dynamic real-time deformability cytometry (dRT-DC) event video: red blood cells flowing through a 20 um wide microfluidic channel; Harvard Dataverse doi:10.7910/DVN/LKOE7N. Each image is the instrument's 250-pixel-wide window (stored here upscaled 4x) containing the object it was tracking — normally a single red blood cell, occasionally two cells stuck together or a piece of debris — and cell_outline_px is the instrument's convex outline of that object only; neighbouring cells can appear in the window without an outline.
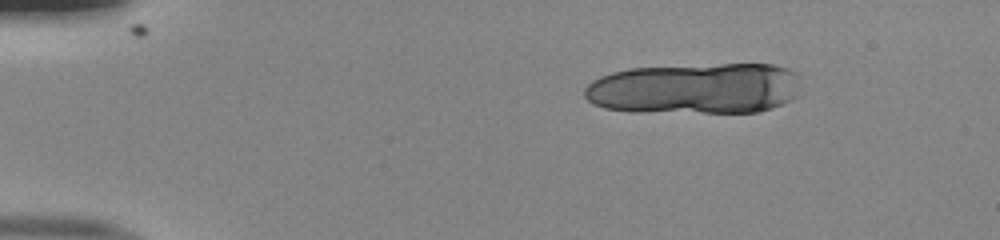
{"species": "human", "species_latin": "Homo sapiens", "temperature_condition": "room temperature", "stored_images_in_passage": 12, "camera_frame_rate_fps": 3000, "um_per_image_px": 0.085, "donor": {"sex": "male"}, "frame": {"image": 1, "passage_image": 1, "time_ms": 0.0, "image_size_px": [1000, 240], "cell_outline_px": [[800, 96], [792, 100], [772, 108], [756, 112], [628, 112], [604, 108], [592, 104], [584, 96], [584, 88], [592, 80], [600, 76], [612, 72], [632, 68], [720, 64], [772, 64], [788, 68], [800, 72]], "centroid_in_image_um": [59.13, 7.53], "position_along_channel_um": 25.9, "area_um2": 65.43}}